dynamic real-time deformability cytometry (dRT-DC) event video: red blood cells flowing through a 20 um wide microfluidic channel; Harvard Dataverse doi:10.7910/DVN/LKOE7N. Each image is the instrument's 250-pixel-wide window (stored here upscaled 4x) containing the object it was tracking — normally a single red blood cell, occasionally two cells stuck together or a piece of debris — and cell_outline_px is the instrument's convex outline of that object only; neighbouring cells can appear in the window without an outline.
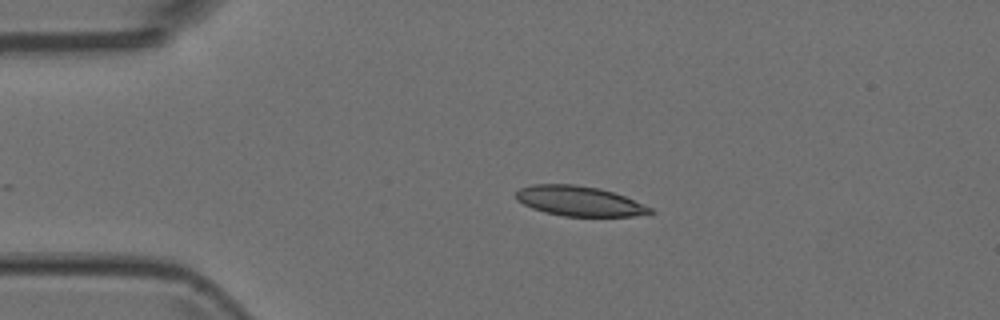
{"species": "Egyptian fruit bat (a non-hibernating species)", "species_latin": "Rousettus aegyptiacus", "temperature_condition": "room temperature", "stored_images_in_passage": 2, "camera_frame_rate_fps": 3000, "um_per_image_px": 0.085, "animal": {"sex": "female"}, "frame": {"image": 1, "passage_image": 1, "time_ms": 0.0, "image_size_px": [1000, 320], "cell_outline_px": [[656, 212], [652, 216], [564, 216], [544, 212], [532, 208], [516, 200], [516, 192], [520, 188], [532, 184], [572, 184], [600, 188], [624, 196], [652, 208]], "centroid_in_image_um": [49.29, 17.1], "position_along_channel_um": 35.7, "area_um2": 23.58}}